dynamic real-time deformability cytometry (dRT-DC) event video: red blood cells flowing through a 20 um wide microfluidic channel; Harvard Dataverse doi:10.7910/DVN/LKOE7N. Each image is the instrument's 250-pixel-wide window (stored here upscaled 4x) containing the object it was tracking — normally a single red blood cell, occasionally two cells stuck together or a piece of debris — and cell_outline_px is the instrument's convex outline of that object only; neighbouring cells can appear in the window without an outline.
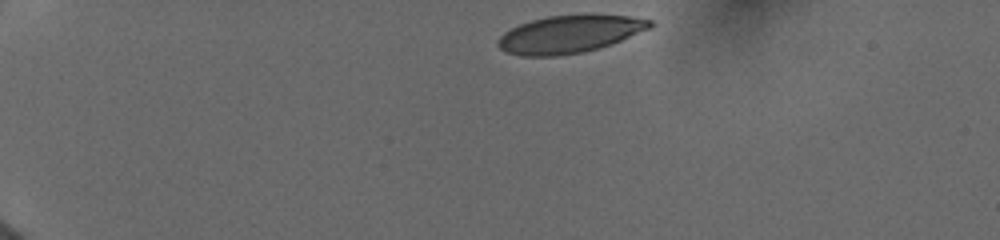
{"species": "human", "species_latin": "Homo sapiens", "temperature_condition": "cold", "stored_images_in_passage": 39, "camera_frame_rate_fps": 3000, "um_per_image_px": 0.085, "donor": {"sex": "female"}, "frame": {"image": 1, "passage_image": 1, "time_ms": 0.0, "image_size_px": [1000, 240], "cell_outline_px": [[652, 28], [612, 44], [600, 48], [584, 52], [556, 56], [520, 56], [504, 52], [496, 44], [496, 40], [504, 32], [520, 24], [532, 20], [548, 16], [588, 12], [628, 16], [652, 20]], "centroid_in_image_um": [48.43, 2.88], "position_along_channel_um": 36.6, "area_um2": 34.16}}
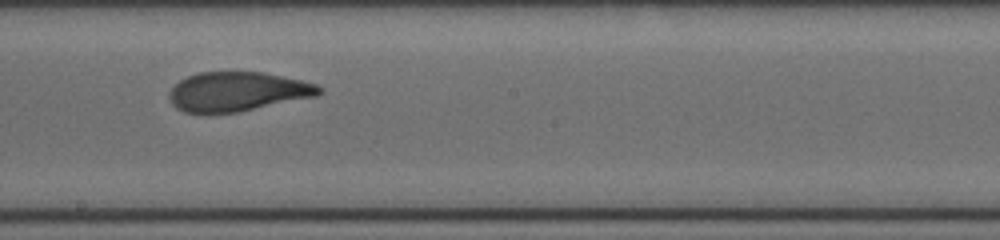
{"frame": {"image": 2, "passage_image": 20, "time_ms": 7.0, "image_size_px": [1000, 240], "cell_outline_px": [[324, 92], [316, 96], [240, 112], [184, 112], [176, 108], [172, 104], [168, 96], [168, 92], [180, 80], [188, 76], [200, 72], [264, 72], [300, 80], [316, 84], [324, 88]], "centroid_in_image_um": [20.21, 7.78], "position_along_channel_um": 228.0, "area_um2": 34.28}}
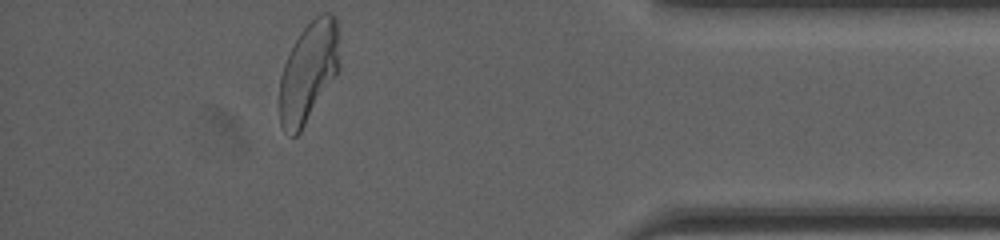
{"frame": {"image": 3, "passage_image": 39, "time_ms": 12.333, "image_size_px": [1000, 240], "cell_outline_px": [[340, 68], [300, 132], [296, 136], [292, 136], [280, 124], [280, 76], [284, 64], [300, 32], [320, 12], [328, 12], [336, 16], [340, 36]], "centroid_in_image_um": [26.27, 6.05], "position_along_channel_um": 408.9, "area_um2": 34.97}, "authors_computed_cell_mechanics": {"area_um2": 34.969, "velocity_mm_per_s": 3.9317, "shape_relaxation_time_tau1_ms": 9.6386, "shape_relaxation_time_tau2_ms": 0.9213, "deformation_change_tau1": 0.2642, "deformation_change_tau2": 0.0588}}